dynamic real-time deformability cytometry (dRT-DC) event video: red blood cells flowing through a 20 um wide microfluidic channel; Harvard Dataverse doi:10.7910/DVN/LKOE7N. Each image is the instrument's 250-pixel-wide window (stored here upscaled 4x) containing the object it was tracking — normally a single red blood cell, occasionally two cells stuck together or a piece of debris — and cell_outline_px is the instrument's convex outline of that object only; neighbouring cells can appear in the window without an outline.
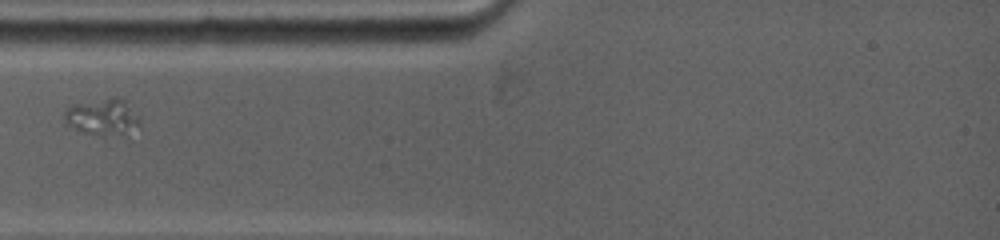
{"species": "common noctule bat (a hibernating species)", "species_latin": "Nyctalus noctula", "temperature_condition": "warm", "stored_images_in_passage": 5, "camera_frame_rate_fps": 5000, "um_per_image_px": 0.085, "animal": {"sex": "female", "body_mass_g": 19.0, "forearm_length_mm": 53.3}, "frame": {"image": 1, "passage_image": 1, "time_ms": 0.0, "image_size_px": [1000, 240], "cell_outline_px": [[140, 128], [128, 136], [84, 132], [68, 124], [64, 120], [64, 112], [68, 108], [76, 104], [116, 96], [124, 100], [140, 120]], "centroid_in_image_um": [8.79, 9.95], "position_along_channel_um": 76.2, "area_um2": 15.78}}
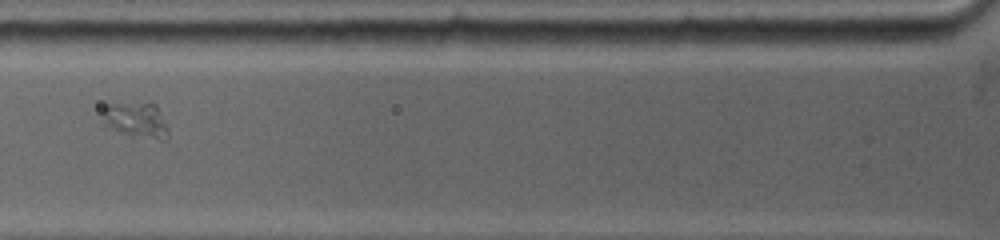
{"frame": {"image": 2, "passage_image": 2, "time_ms": 1.0, "image_size_px": [1000, 240], "cell_outline_px": [[168, 140], [132, 140], [100, 128], [100, 124], [104, 108], [108, 104], [156, 104], [168, 128]], "centroid_in_image_um": [11.47, 10.35], "position_along_channel_um": 114.3, "area_um2": 14.85}}
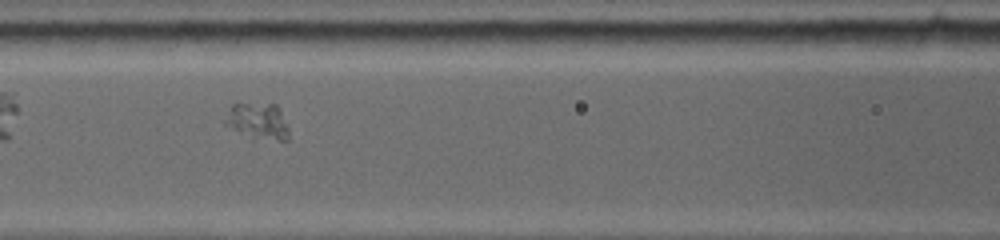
{"frame": {"image": 3, "passage_image": 3, "time_ms": 1.8, "image_size_px": [1000, 240], "cell_outline_px": [[288, 140], [252, 140], [224, 124], [224, 120], [232, 104], [276, 104], [280, 108], [288, 128]], "centroid_in_image_um": [21.92, 10.33], "position_along_channel_um": 144.7, "area_um2": 13.7}}